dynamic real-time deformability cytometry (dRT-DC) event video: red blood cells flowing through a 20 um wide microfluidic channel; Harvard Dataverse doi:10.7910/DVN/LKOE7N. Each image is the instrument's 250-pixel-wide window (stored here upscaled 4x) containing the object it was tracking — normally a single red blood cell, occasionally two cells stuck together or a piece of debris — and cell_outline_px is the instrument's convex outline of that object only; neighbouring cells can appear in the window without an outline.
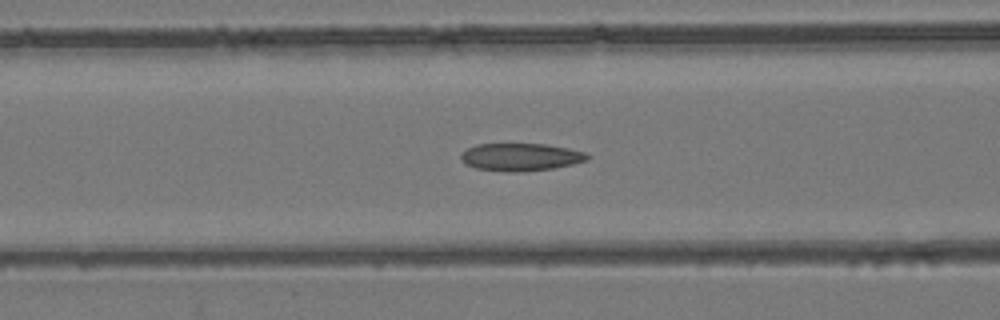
{"species": "common noctule bat (a hibernating species)", "species_latin": "Nyctalus noctula", "temperature_condition": "room temperature", "stored_images_in_passage": 53, "camera_frame_rate_fps": 3000, "um_per_image_px": 0.085, "animal": {"sex": "female", "body_mass_g": 24.6, "forearm_length_mm": 56.2}, "frame": {"image": 1, "passage_image": 21, "time_ms": 6.667, "image_size_px": [1000, 320], "cell_outline_px": [[588, 160], [572, 164], [552, 168], [524, 172], [516, 172], [476, 168], [464, 164], [460, 156], [468, 148], [476, 144], [544, 144], [568, 148], [584, 152], [588, 156]], "centroid_in_image_um": [44.25, 13.35], "position_along_channel_um": 122.4, "area_um2": 20.11}}
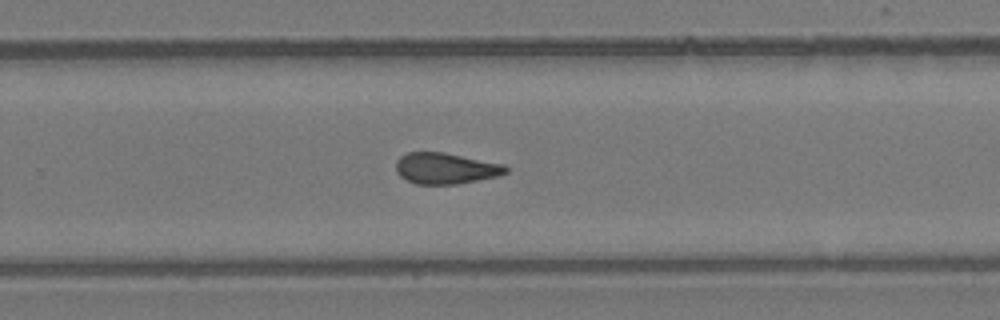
{"frame": {"image": 2, "passage_image": 34, "time_ms": 11.0, "image_size_px": [1000, 320], "cell_outline_px": [[508, 172], [500, 176], [456, 184], [416, 184], [400, 176], [396, 172], [396, 160], [400, 156], [408, 152], [444, 152], [504, 164], [508, 168]], "centroid_in_image_um": [37.89, 14.31], "position_along_channel_um": 291.9, "area_um2": 20.0}}
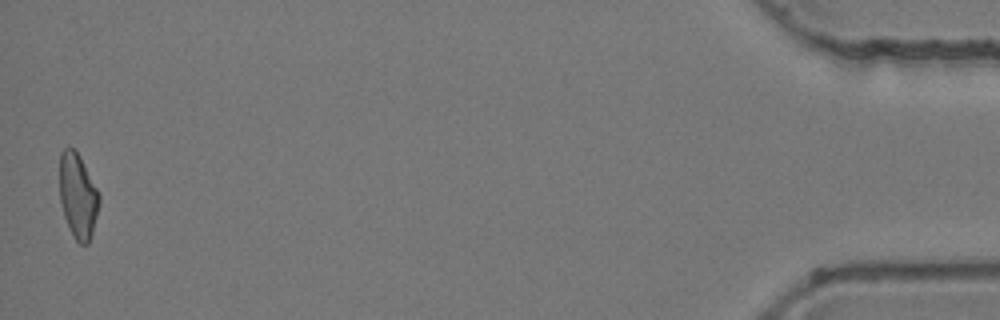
{"frame": {"image": 3, "passage_image": 52, "time_ms": 17.0, "image_size_px": [1000, 320], "cell_outline_px": [[100, 200], [92, 232], [88, 244], [80, 244], [72, 236], [64, 216], [60, 200], [60, 152], [64, 148], [76, 148], [100, 196]], "centroid_in_image_um": [6.61, 16.64], "position_along_channel_um": 428.6, "area_um2": 19.42}, "authors_computed_cell_mechanics": {"area_um2": 20.23, "velocity_mm_per_s": 3.918, "shape_relaxation_time_tau1_ms": null, "shape_relaxation_time_tau2_ms": 2.2959, "deformation_change_tau1": null, "deformation_change_tau2": 0.0921}}